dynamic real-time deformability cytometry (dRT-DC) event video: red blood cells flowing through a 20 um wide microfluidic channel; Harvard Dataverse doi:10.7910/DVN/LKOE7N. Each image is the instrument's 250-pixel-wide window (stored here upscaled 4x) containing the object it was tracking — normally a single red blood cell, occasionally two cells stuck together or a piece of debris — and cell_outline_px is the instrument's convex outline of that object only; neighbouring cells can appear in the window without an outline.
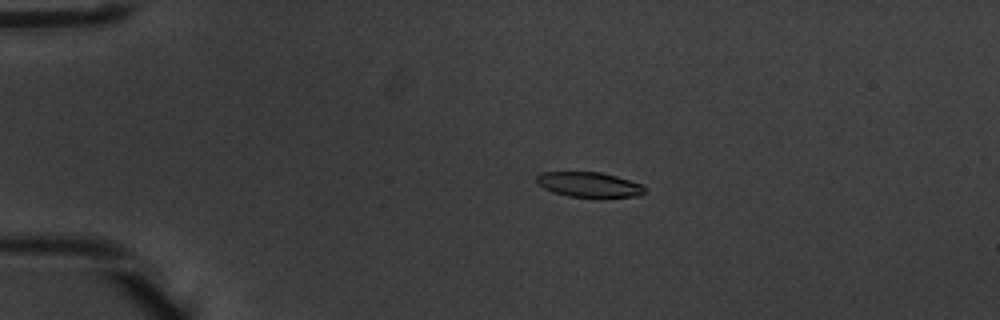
{"species": "common noctule bat (a hibernating species)", "species_latin": "Nyctalus noctula", "temperature_condition": "warm", "stored_images_in_passage": 5, "camera_frame_rate_fps": 3000, "um_per_image_px": 0.085, "animal": {"sex": "male", "body_mass_g": 20.1, "forearm_length_mm": 53.5}, "frame": {"image": 1, "passage_image": 3, "time_ms": 0.667, "image_size_px": [1000, 320], "cell_outline_px": [[648, 192], [640, 196], [568, 196], [552, 192], [536, 184], [536, 176], [540, 172], [600, 172], [616, 176], [644, 184], [648, 188]], "centroid_in_image_um": [50.1, 15.68], "position_along_channel_um": 34.9, "area_um2": 15.84}}